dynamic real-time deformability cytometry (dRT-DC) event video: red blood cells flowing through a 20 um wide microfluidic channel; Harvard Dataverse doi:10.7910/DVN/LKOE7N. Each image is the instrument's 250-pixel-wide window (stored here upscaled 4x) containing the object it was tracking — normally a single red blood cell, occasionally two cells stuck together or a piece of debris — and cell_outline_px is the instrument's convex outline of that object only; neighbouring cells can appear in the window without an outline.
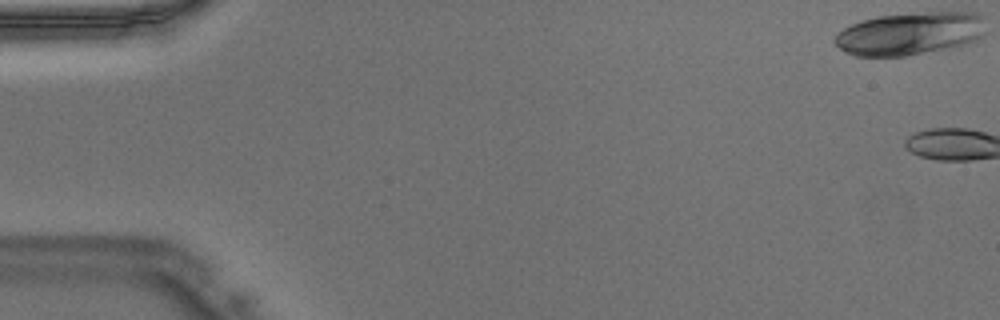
{"species": "Egyptian fruit bat (a non-hibernating species)", "species_latin": "Rousettus aegyptiacus", "temperature_condition": "warm", "stored_images_in_passage": 3, "camera_frame_rate_fps": 3000, "um_per_image_px": 0.085, "animal": {"sex": "male"}, "frame": {"image": 1, "passage_image": 1, "time_ms": 0.0, "image_size_px": [1000, 320], "cell_outline_px": [[984, 36], [968, 44], [952, 48], [904, 56], [856, 56], [844, 52], [832, 40], [844, 28], [860, 20], [880, 16], [924, 12], [976, 12], [984, 16]], "centroid_in_image_um": [77.39, 2.86], "position_along_channel_um": 7.6, "area_um2": 37.97}}